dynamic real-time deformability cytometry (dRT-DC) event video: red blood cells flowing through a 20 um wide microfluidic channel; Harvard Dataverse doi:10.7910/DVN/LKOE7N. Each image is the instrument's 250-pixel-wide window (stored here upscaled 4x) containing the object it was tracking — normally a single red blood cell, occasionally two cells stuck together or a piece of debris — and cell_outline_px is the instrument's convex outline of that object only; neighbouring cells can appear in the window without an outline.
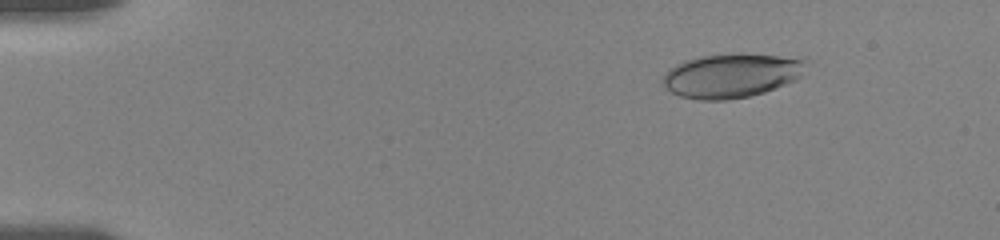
{"species": "human", "species_latin": "Homo sapiens", "temperature_condition": "room temperature", "stored_images_in_passage": 35, "camera_frame_rate_fps": 3000, "um_per_image_px": 0.085, "donor": {"sex": "female"}, "frame": {"image": 1, "passage_image": 8, "time_ms": 2.333, "image_size_px": [1000, 240], "cell_outline_px": [[804, 60], [800, 76], [796, 80], [764, 92], [748, 96], [728, 100], [700, 100], [680, 96], [672, 92], [660, 80], [676, 64], [684, 60], [700, 56], [804, 56]], "centroid_in_image_um": [62.16, 6.46], "position_along_channel_um": 22.8, "area_um2": 35.72}}
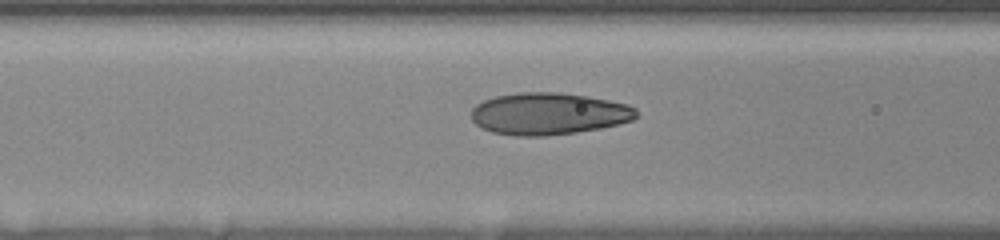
{"frame": {"image": 2, "passage_image": 24, "time_ms": 7.667, "image_size_px": [1000, 240], "cell_outline_px": [[636, 116], [632, 120], [600, 128], [576, 132], [544, 136], [520, 136], [492, 132], [480, 128], [472, 120], [472, 108], [476, 104], [484, 100], [496, 96], [520, 92], [556, 92], [584, 96], [608, 100], [628, 104], [636, 108]], "centroid_in_image_um": [46.6, 9.67], "position_along_channel_um": 120.0, "area_um2": 40.17}}
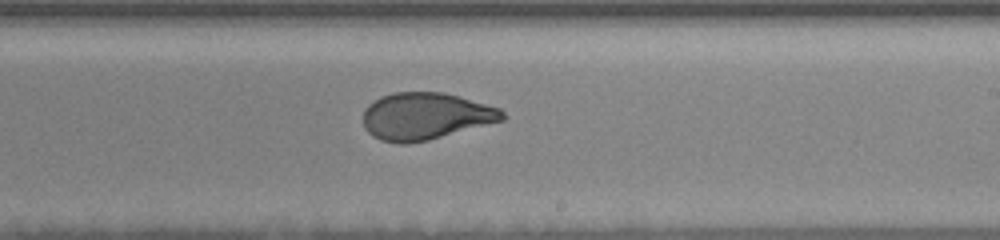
{"frame": {"image": 3, "passage_image": 35, "time_ms": 11.333, "image_size_px": [1000, 240], "cell_outline_px": [[504, 120], [428, 140], [408, 144], [400, 144], [380, 140], [368, 132], [364, 128], [364, 108], [368, 104], [380, 96], [396, 92], [444, 92], [460, 96], [500, 108], [504, 112]], "centroid_in_image_um": [36.15, 9.87], "position_along_channel_um": 252.8, "area_um2": 38.26}}